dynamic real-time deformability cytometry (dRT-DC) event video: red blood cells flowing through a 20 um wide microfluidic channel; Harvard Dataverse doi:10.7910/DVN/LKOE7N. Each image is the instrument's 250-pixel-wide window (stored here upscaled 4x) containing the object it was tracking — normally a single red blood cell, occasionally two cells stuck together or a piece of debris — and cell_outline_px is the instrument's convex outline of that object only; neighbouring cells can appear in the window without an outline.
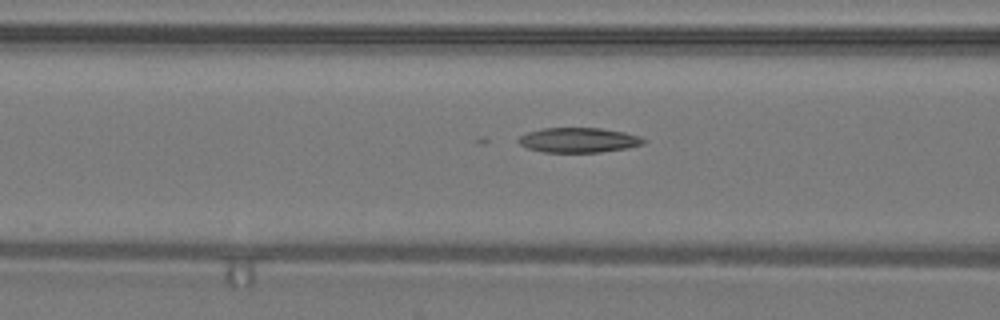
{"species": "common noctule bat (a hibernating species)", "species_latin": "Nyctalus noctula", "temperature_condition": "warm", "stored_images_in_passage": 34, "camera_frame_rate_fps": 3000, "um_per_image_px": 0.085, "animal": {"sex": "male", "body_mass_g": 19.2, "forearm_length_mm": 51.8}, "frame": {"image": 1, "passage_image": 5, "time_ms": 1.333, "image_size_px": [1000, 320], "cell_outline_px": [[648, 140], [644, 144], [628, 148], [600, 152], [544, 152], [528, 148], [520, 144], [516, 140], [520, 136], [528, 132], [544, 128], [600, 128], [624, 132], [640, 136]], "centroid_in_image_um": [49.22, 11.91], "position_along_channel_um": 117.4, "area_um2": 18.15}}
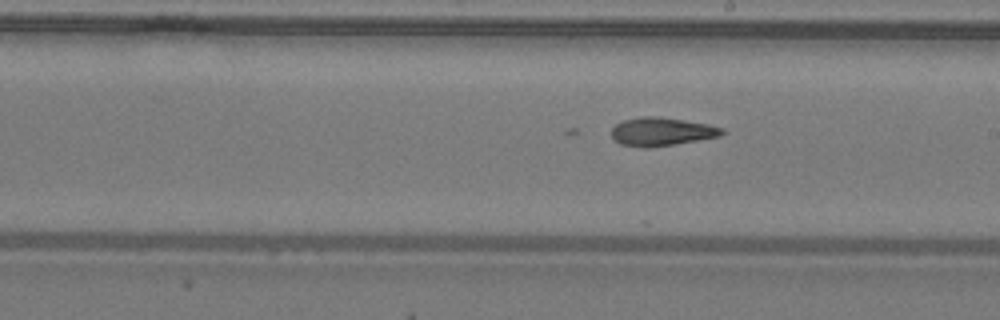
{"frame": {"image": 2, "passage_image": 13, "time_ms": 4.0, "image_size_px": [1000, 320], "cell_outline_px": [[724, 132], [720, 136], [676, 144], [648, 148], [644, 148], [620, 144], [612, 136], [612, 128], [616, 124], [624, 120], [644, 116], [656, 116], [708, 124], [724, 128]], "centroid_in_image_um": [56.24, 11.2], "position_along_channel_um": 232.8, "area_um2": 18.15}}
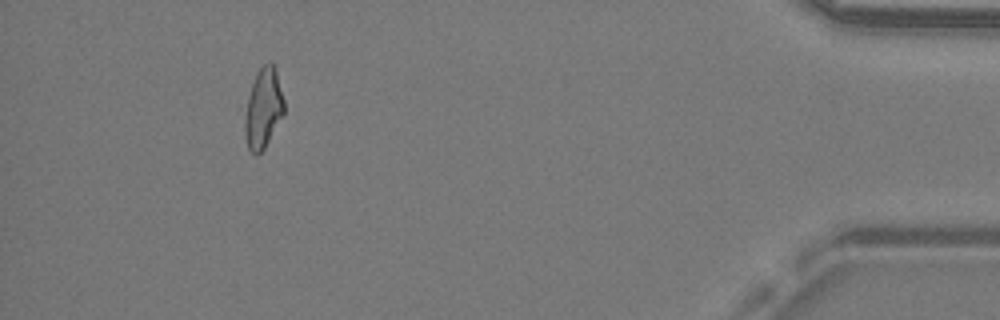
{"frame": {"image": 3, "passage_image": 30, "time_ms": 9.667, "image_size_px": [1000, 320], "cell_outline_px": [[284, 112], [264, 148], [256, 156], [248, 148], [244, 136], [244, 120], [248, 96], [256, 72], [268, 60], [276, 68], [284, 100]], "centroid_in_image_um": [22.37, 9.18], "position_along_channel_um": 412.8, "area_um2": 18.21}}